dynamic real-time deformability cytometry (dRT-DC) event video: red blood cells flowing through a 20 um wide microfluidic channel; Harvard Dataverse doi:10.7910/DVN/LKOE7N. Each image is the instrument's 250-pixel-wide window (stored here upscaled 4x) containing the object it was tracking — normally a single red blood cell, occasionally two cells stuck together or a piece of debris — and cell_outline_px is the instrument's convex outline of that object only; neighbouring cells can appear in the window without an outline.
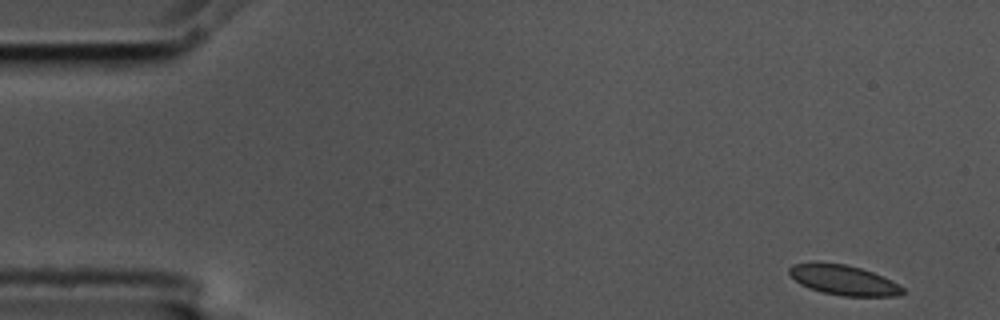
{"species": "common noctule bat (a hibernating species)", "species_latin": "Nyctalus noctula", "temperature_condition": "cold", "stored_images_in_passage": 4, "camera_frame_rate_fps": 3000, "um_per_image_px": 0.085, "animal": {"sex": "male", "body_mass_g": 17.5, "forearm_length_mm": 52.3}, "frame": {"image": 1, "passage_image": 1, "time_ms": 0.0, "image_size_px": [1000, 320], "cell_outline_px": [[904, 292], [896, 296], [840, 296], [820, 292], [808, 288], [800, 284], [788, 272], [788, 268], [792, 264], [844, 264], [860, 268], [872, 272], [904, 288]], "centroid_in_image_um": [71.68, 23.84], "position_along_channel_um": 13.3, "area_um2": 19.25}}